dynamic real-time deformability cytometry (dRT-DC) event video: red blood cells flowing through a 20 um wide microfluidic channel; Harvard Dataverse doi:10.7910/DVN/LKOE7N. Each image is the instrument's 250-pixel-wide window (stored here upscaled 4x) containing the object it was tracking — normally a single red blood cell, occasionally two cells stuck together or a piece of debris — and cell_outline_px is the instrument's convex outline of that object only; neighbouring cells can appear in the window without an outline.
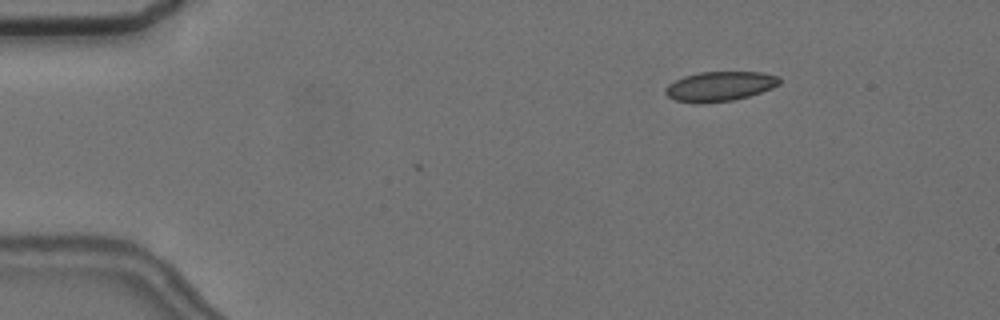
{"species": "common noctule bat (a hibernating species)", "species_latin": "Nyctalus noctula", "temperature_condition": "cold", "stored_images_in_passage": 6, "camera_frame_rate_fps": 3000, "um_per_image_px": 0.085, "animal": {"sex": "female", "body_mass_g": 24.6, "forearm_length_mm": 56.2}, "frame": {"image": 1, "passage_image": 3, "time_ms": 2.333, "image_size_px": [1000, 320], "cell_outline_px": [[780, 84], [772, 88], [748, 96], [732, 100], [676, 100], [668, 96], [664, 92], [664, 88], [668, 84], [684, 76], [700, 72], [764, 72], [780, 76]], "centroid_in_image_um": [61.25, 7.28], "position_along_channel_um": 23.7, "area_um2": 18.96}}